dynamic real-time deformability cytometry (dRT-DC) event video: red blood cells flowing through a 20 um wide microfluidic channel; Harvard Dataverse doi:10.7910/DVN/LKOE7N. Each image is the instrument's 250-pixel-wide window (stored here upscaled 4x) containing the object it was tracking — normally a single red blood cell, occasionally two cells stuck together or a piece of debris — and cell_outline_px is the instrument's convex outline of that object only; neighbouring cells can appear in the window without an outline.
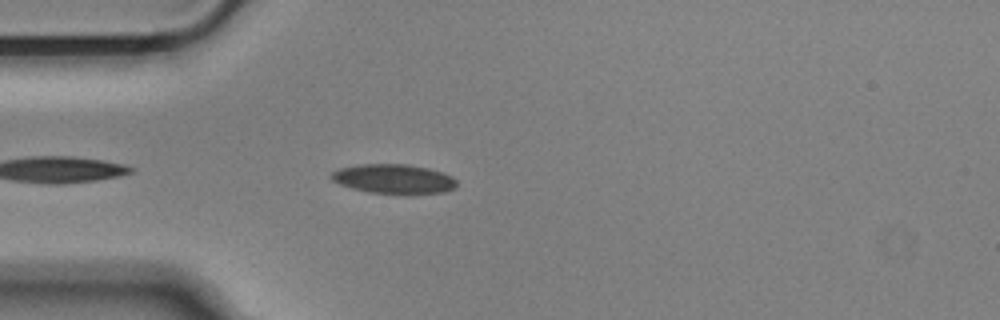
{"species": "Egyptian fruit bat (a non-hibernating species)", "species_latin": "Rousettus aegyptiacus", "temperature_condition": "cold", "stored_images_in_passage": 12, "camera_frame_rate_fps": 3000, "um_per_image_px": 0.085, "animal": {"sex": "male"}, "frame": {"image": 1, "passage_image": 3, "time_ms": 0.667, "image_size_px": [1000, 320], "cell_outline_px": [[456, 188], [444, 192], [408, 196], [404, 196], [368, 192], [352, 188], [340, 184], [332, 180], [328, 176], [332, 172], [340, 168], [356, 164], [404, 164], [428, 168], [452, 176], [456, 180]], "centroid_in_image_um": [33.47, 15.24], "position_along_channel_um": 51.5, "area_um2": 22.14}}
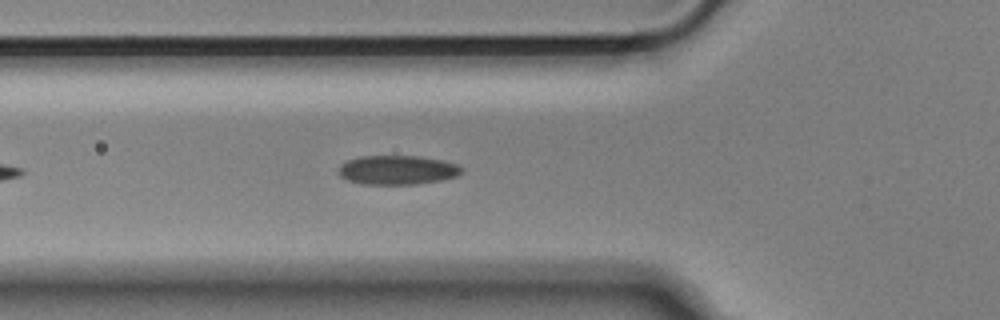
{"frame": {"image": 2, "passage_image": 7, "time_ms": 2.0, "image_size_px": [1000, 320], "cell_outline_px": [[464, 168], [456, 176], [440, 180], [416, 184], [360, 184], [348, 180], [340, 176], [340, 164], [348, 160], [360, 156], [416, 156], [444, 160], [456, 164]], "centroid_in_image_um": [33.77, 14.44], "position_along_channel_um": 92.0, "area_um2": 20.81}}